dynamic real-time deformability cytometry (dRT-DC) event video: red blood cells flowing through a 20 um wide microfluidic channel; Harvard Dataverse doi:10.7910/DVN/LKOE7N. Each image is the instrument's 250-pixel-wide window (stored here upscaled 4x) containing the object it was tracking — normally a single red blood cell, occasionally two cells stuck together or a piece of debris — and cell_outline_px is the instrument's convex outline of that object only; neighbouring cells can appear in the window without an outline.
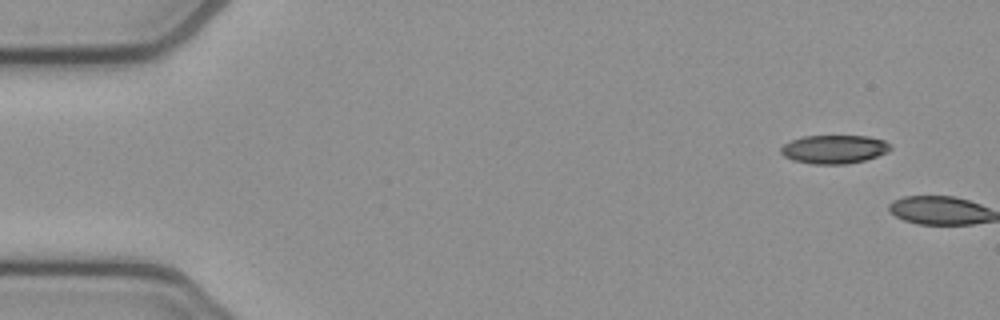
{"species": "common noctule bat (a hibernating species)", "species_latin": "Nyctalus noctula", "temperature_condition": "cold", "stored_images_in_passage": 2, "camera_frame_rate_fps": 3000, "um_per_image_px": 0.085, "animal": {"sex": "female", "body_mass_g": 21.9}, "frame": {"image": 1, "passage_image": 1, "time_ms": 0.0, "image_size_px": [1000, 320], "cell_outline_px": [[892, 148], [888, 152], [864, 160], [844, 164], [812, 164], [792, 160], [784, 156], [780, 152], [780, 148], [784, 144], [792, 140], [804, 136], [868, 136], [884, 140]], "centroid_in_image_um": [70.88, 12.68], "position_along_channel_um": 14.1, "area_um2": 18.15}}